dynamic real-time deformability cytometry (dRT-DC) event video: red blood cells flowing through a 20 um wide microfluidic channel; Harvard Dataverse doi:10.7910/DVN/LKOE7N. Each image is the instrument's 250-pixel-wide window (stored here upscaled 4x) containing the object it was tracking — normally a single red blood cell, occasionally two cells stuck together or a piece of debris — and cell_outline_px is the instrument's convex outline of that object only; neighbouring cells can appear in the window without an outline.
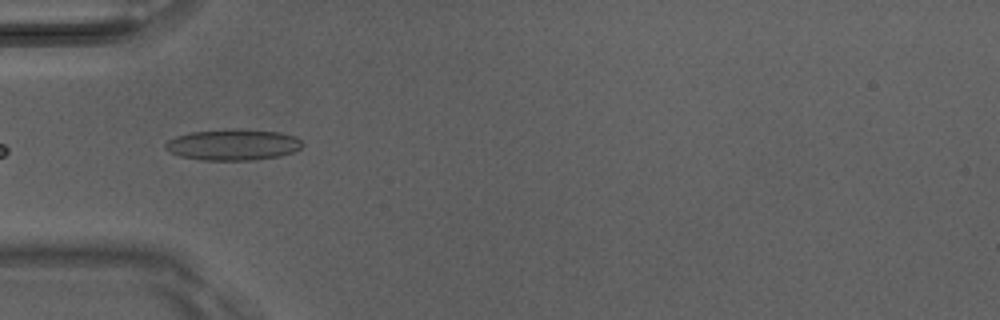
{"species": "Egyptian fruit bat (a non-hibernating species)", "species_latin": "Rousettus aegyptiacus", "temperature_condition": "room temperature", "stored_images_in_passage": 6, "camera_frame_rate_fps": 3000, "um_per_image_px": 0.085, "animal": {"sex": "male"}, "frame": {"image": 1, "passage_image": 3, "time_ms": 0.667, "image_size_px": [1000, 320], "cell_outline_px": [[304, 144], [300, 148], [292, 152], [280, 156], [252, 160], [200, 160], [180, 156], [164, 148], [164, 144], [168, 140], [176, 136], [192, 132], [232, 128], [280, 132], [296, 136]], "centroid_in_image_um": [19.81, 12.29], "position_along_channel_um": 65.2, "area_um2": 24.91}}
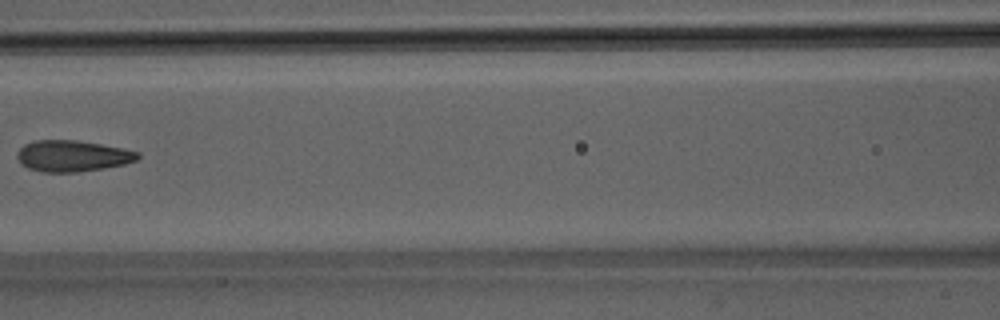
{"frame": {"image": 2, "passage_image": 5, "time_ms": 1.333, "image_size_px": [1000, 320], "cell_outline_px": [[140, 156], [136, 160], [124, 164], [104, 168], [76, 172], [44, 172], [28, 168], [20, 164], [16, 156], [16, 152], [24, 144], [36, 140], [76, 140], [124, 148], [140, 152]], "centroid_in_image_um": [6.14, 13.25], "position_along_channel_um": 160.5, "area_um2": 22.02}}